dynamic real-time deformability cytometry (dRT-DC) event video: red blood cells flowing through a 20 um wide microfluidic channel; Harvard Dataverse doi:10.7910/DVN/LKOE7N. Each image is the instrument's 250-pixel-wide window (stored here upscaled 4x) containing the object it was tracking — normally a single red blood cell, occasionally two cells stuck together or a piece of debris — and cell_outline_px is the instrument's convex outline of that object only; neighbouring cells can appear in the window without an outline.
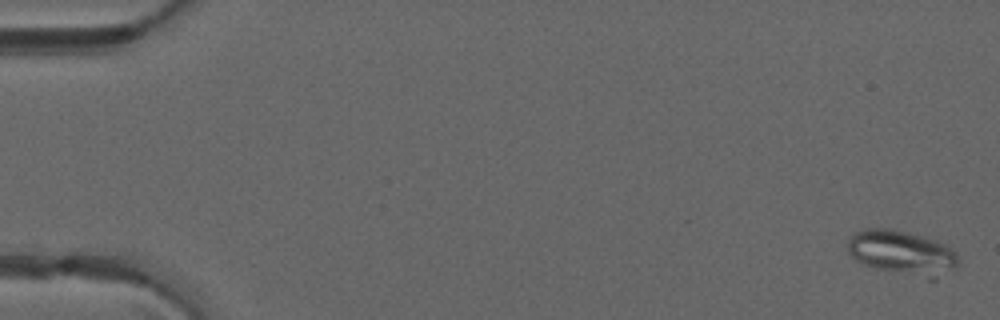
{"species": "common noctule bat (a hibernating species)", "species_latin": "Nyctalus noctula", "temperature_condition": "warm", "stored_images_in_passage": 12, "camera_frame_rate_fps": 3000, "um_per_image_px": 0.085, "animal": {"sex": "male", "forearm_length_mm": 52.5}, "frame": {"image": 1, "passage_image": 2, "time_ms": 0.333, "image_size_px": [1000, 320], "cell_outline_px": [[960, 260], [956, 268], [876, 268], [864, 264], [856, 260], [848, 252], [848, 240], [856, 232], [864, 228], [888, 228], [908, 232], [936, 240], [952, 248], [960, 256]], "centroid_in_image_um": [76.51, 21.26], "position_along_channel_um": 8.5, "area_um2": 25.32}}